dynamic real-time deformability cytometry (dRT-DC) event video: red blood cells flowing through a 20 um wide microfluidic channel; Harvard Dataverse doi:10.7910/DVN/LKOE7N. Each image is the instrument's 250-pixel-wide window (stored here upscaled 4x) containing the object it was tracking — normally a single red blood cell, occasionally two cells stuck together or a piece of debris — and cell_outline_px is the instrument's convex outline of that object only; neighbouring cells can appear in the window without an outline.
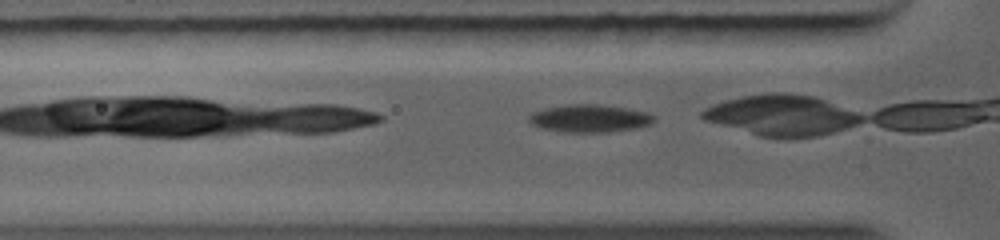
{"species": "common noctule bat (a hibernating species)", "species_latin": "Nyctalus noctula", "temperature_condition": "warm", "stored_images_in_passage": 5, "camera_frame_rate_fps": 5000, "um_per_image_px": 0.085, "animal": {"sex": "female", "body_mass_g": 19.0, "forearm_length_mm": 56.7}, "frame": {"image": 1, "passage_image": 2, "time_ms": 0.2, "image_size_px": [1000, 240], "cell_outline_px": [[652, 120], [648, 124], [628, 128], [596, 132], [580, 132], [548, 128], [536, 124], [528, 120], [528, 116], [532, 112], [544, 108], [568, 104], [596, 104], [624, 108], [644, 112], [652, 116]], "centroid_in_image_um": [50.04, 10.02], "position_along_channel_um": 75.8, "area_um2": 18.9}}